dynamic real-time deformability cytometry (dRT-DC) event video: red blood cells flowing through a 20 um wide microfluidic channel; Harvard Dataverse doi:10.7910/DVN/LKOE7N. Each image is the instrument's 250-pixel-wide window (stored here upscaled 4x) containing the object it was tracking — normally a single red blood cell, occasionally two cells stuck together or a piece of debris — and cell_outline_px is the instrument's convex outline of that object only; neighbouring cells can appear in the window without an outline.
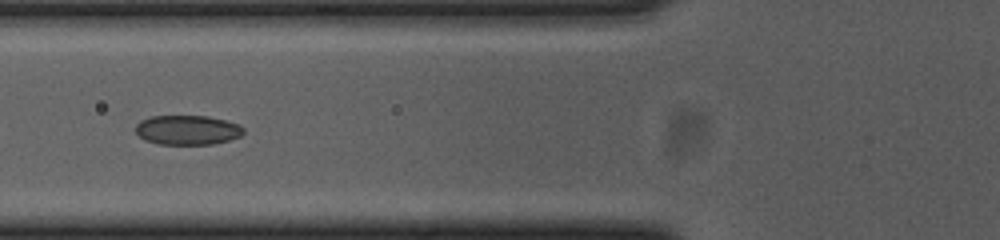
{"species": "common noctule bat (a hibernating species)", "species_latin": "Nyctalus noctula", "temperature_condition": "cold", "stored_images_in_passage": 36, "camera_frame_rate_fps": 3000, "um_per_image_px": 0.085, "animal": {"sex": "female", "body_mass_g": 23.0, "forearm_length_mm": 53.4}, "frame": {"image": 1, "passage_image": 6, "time_ms": 1.667, "image_size_px": [1000, 240], "cell_outline_px": [[244, 132], [240, 136], [228, 140], [212, 144], [160, 144], [144, 140], [136, 132], [136, 124], [140, 120], [152, 116], [208, 116], [240, 124], [244, 128]], "centroid_in_image_um": [15.93, 11.04], "position_along_channel_um": 109.9, "area_um2": 18.55}}
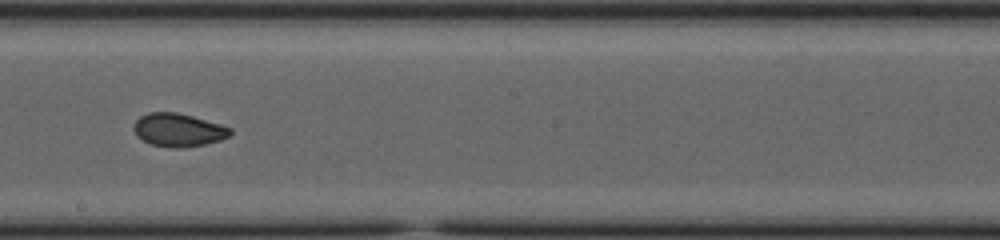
{"frame": {"image": 2, "passage_image": 16, "time_ms": 5.0, "image_size_px": [1000, 240], "cell_outline_px": [[232, 132], [228, 136], [220, 140], [204, 144], [180, 148], [172, 148], [152, 144], [136, 136], [132, 128], [136, 120], [140, 116], [148, 112], [176, 112], [192, 116], [220, 124], [232, 128]], "centroid_in_image_um": [15.14, 11.04], "position_along_channel_um": 233.1, "area_um2": 18.61}, "authors_computed_cell_mechanics": {"area_um2": 18.4382, "velocity_mm_per_s": 3.6979, "shape_relaxation_time_tau1_ms": null, "shape_relaxation_time_tau2_ms": 2.2926, "deformation_change_tau1": null, "deformation_change_tau2": 0.0533}}